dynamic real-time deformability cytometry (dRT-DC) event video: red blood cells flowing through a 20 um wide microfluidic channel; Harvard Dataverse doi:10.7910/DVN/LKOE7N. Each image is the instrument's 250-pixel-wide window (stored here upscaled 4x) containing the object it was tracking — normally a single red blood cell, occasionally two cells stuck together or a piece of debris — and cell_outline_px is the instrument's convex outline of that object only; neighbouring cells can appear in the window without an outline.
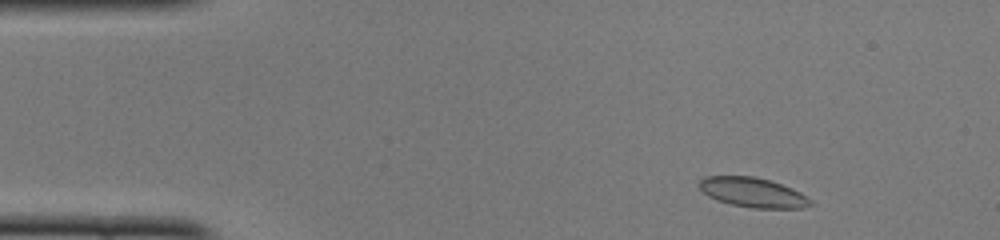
{"species": "common noctule bat (a hibernating species)", "species_latin": "Nyctalus noctula", "temperature_condition": "cold", "stored_images_in_passage": 39, "camera_frame_rate_fps": 3000, "um_per_image_px": 0.085, "animal": {"sex": "female", "body_mass_g": 22.0, "forearm_length_mm": 56.7}, "frame": {"image": 1, "passage_image": 3, "time_ms": 0.667, "image_size_px": [1000, 240], "cell_outline_px": [[816, 204], [804, 208], [752, 208], [732, 204], [716, 200], [708, 196], [696, 184], [704, 176], [752, 176], [772, 180], [792, 188], [800, 192], [812, 200]], "centroid_in_image_um": [64.02, 16.35], "position_along_channel_um": 21.0, "area_um2": 19.48}}
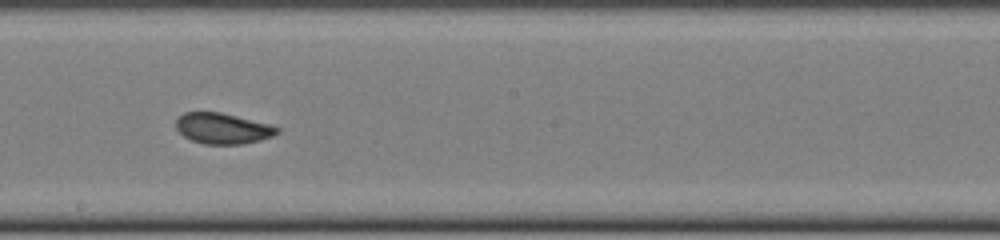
{"frame": {"image": 2, "passage_image": 24, "time_ms": 7.667, "image_size_px": [1000, 240], "cell_outline_px": [[280, 132], [272, 136], [260, 140], [240, 144], [204, 144], [192, 140], [184, 136], [176, 128], [176, 116], [184, 112], [220, 112], [272, 124], [280, 128]], "centroid_in_image_um": [18.94, 10.9], "position_along_channel_um": 229.3, "area_um2": 18.26}}
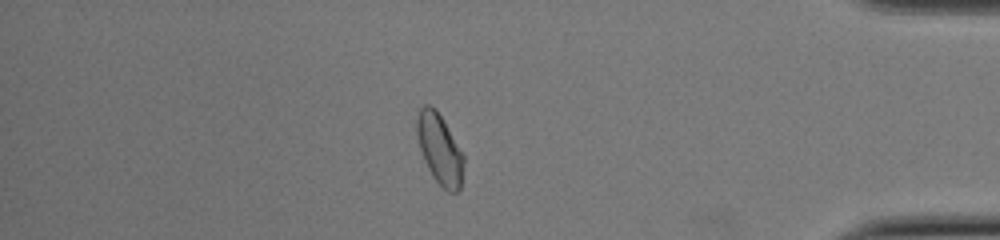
{"frame": {"image": 3, "passage_image": 39, "time_ms": 12.667, "image_size_px": [1000, 240], "cell_outline_px": [[464, 160], [460, 188], [456, 192], [448, 192], [432, 176], [424, 160], [420, 148], [416, 132], [416, 116], [420, 108], [424, 104], [428, 104], [436, 108], [464, 156]], "centroid_in_image_um": [37.35, 12.64], "position_along_channel_um": 397.9, "area_um2": 18.96}, "authors_computed_cell_mechanics": {"area_um2": 18.9584, "velocity_mm_per_s": 4.0803, "shape_relaxation_time_tau1_ms": 4.4653, "shape_relaxation_time_tau2_ms": 0.9385, "deformation_change_tau1": 0.1029, "deformation_change_tau2": 0.0506}}